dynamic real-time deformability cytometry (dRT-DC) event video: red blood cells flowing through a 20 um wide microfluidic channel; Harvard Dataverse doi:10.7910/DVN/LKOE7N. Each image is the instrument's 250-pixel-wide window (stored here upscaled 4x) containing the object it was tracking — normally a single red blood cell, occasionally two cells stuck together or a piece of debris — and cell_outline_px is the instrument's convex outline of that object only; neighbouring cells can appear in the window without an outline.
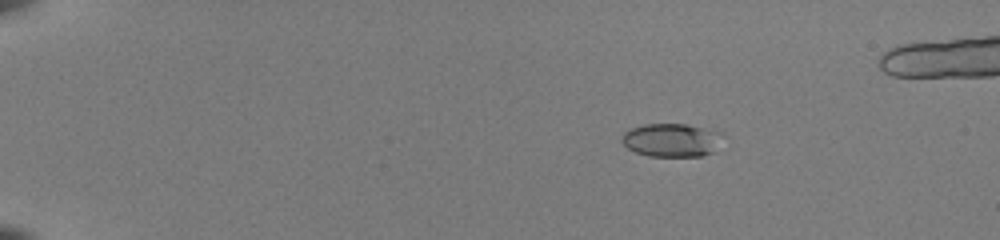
{"species": "common noctule bat (a hibernating species)", "species_latin": "Nyctalus noctula", "temperature_condition": "room temperature", "stored_images_in_passage": 47, "camera_frame_rate_fps": 3000, "um_per_image_px": 0.085, "animal": {"sex": "female", "body_mass_g": 22.0, "forearm_length_mm": 56.7}, "frame": {"image": 1, "passage_image": 3, "time_ms": 0.667, "image_size_px": [1000, 240], "cell_outline_px": [[720, 132], [712, 152], [700, 156], [648, 156], [636, 152], [628, 148], [620, 140], [624, 132], [628, 128], [644, 124], [688, 124]], "centroid_in_image_um": [56.96, 11.89], "position_along_channel_um": 28.0, "area_um2": 19.25}}
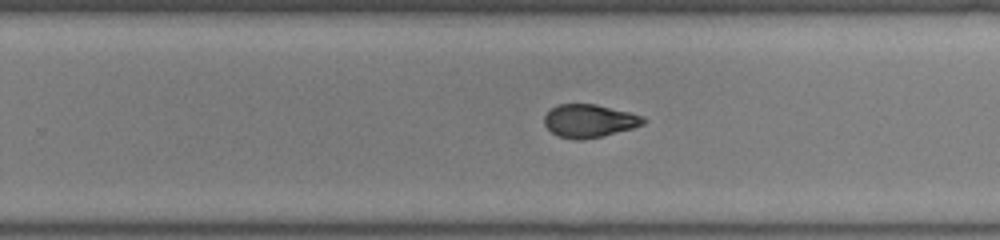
{"frame": {"image": 2, "passage_image": 30, "time_ms": 9.667, "image_size_px": [1000, 240], "cell_outline_px": [[648, 120], [644, 124], [632, 128], [600, 136], [580, 140], [576, 140], [560, 136], [552, 132], [544, 124], [544, 116], [552, 108], [560, 104], [596, 104], [644, 116]], "centroid_in_image_um": [50.1, 10.26], "position_along_channel_um": 279.7, "area_um2": 18.84}}
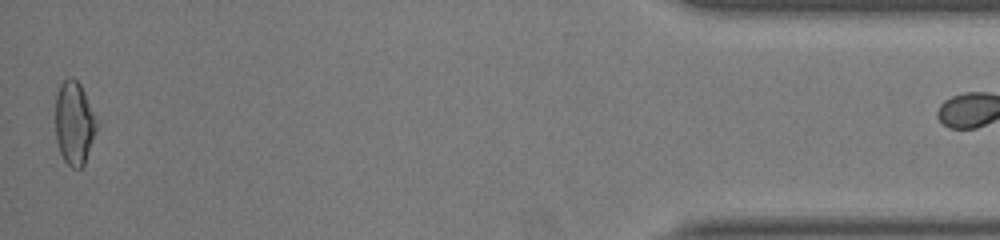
{"frame": {"image": 3, "passage_image": 46, "time_ms": 15.0, "image_size_px": [1000, 240], "cell_outline_px": [[100, 124], [84, 164], [80, 168], [72, 168], [64, 160], [60, 152], [56, 136], [56, 96], [60, 84], [68, 76], [72, 76], [80, 84], [100, 120]], "centroid_in_image_um": [6.36, 10.43], "position_along_channel_um": 428.8, "area_um2": 20.52}}